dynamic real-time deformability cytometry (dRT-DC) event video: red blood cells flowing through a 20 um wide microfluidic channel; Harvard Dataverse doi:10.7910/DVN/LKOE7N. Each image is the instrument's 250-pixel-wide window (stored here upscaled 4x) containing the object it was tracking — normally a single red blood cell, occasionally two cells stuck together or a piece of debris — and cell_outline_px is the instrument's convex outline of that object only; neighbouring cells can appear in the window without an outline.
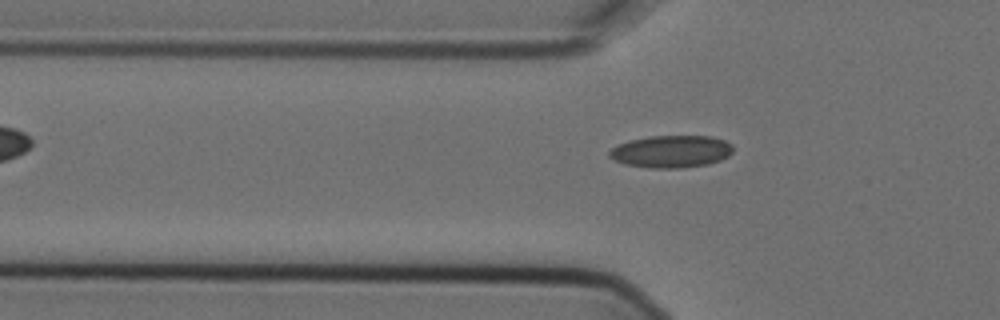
{"species": "Egyptian fruit bat (a non-hibernating species)", "species_latin": "Rousettus aegyptiacus", "temperature_condition": "cold", "stored_images_in_passage": 6, "camera_frame_rate_fps": 3000, "um_per_image_px": 0.085, "animal": {"sex": "female"}, "frame": {"image": 1, "passage_image": 6, "time_ms": 1.667, "image_size_px": [1000, 320], "cell_outline_px": [[732, 152], [728, 156], [720, 160], [708, 164], [680, 168], [648, 168], [624, 164], [608, 156], [608, 152], [612, 148], [620, 144], [632, 140], [648, 136], [712, 136], [724, 140], [732, 144]], "centroid_in_image_um": [57.06, 12.88], "position_along_channel_um": 68.7, "area_um2": 23.24}}